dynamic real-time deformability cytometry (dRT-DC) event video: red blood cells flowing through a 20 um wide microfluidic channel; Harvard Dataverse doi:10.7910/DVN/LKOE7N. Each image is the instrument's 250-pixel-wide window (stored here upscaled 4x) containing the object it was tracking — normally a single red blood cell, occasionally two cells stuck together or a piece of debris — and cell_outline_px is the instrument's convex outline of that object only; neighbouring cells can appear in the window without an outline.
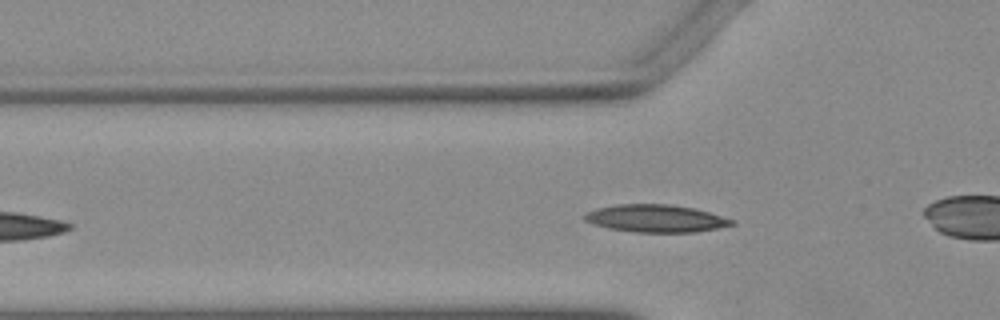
{"species": "Egyptian fruit bat (a non-hibernating species)", "species_latin": "Rousettus aegyptiacus", "temperature_condition": "warm", "stored_images_in_passage": 31, "camera_frame_rate_fps": 3000, "um_per_image_px": 0.085, "animal": {"sex": "female"}, "frame": {"image": 1, "passage_image": 7, "time_ms": 2.0, "image_size_px": [1000, 320], "cell_outline_px": [[736, 224], [696, 232], [632, 232], [608, 228], [592, 224], [584, 220], [584, 216], [588, 212], [596, 208], [616, 204], [668, 204], [696, 208], [736, 220]], "centroid_in_image_um": [55.76, 18.56], "position_along_channel_um": 70.0, "area_um2": 23.76}}
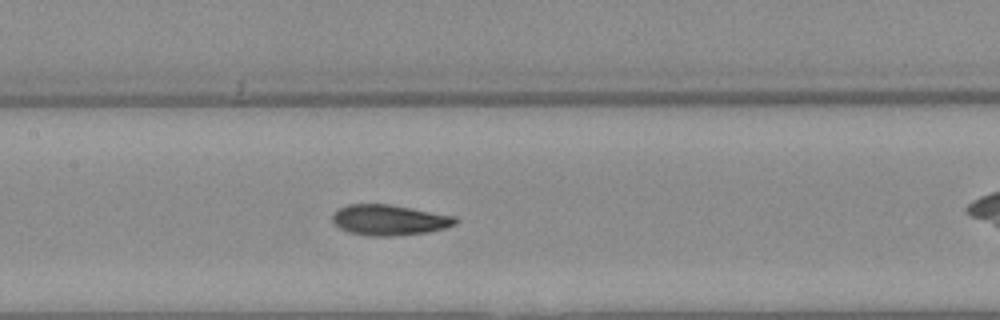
{"frame": {"image": 2, "passage_image": 15, "time_ms": 4.667, "image_size_px": [1000, 320], "cell_outline_px": [[460, 220], [456, 224], [444, 228], [428, 232], [392, 236], [372, 236], [348, 232], [340, 228], [332, 220], [332, 216], [336, 208], [348, 204], [388, 204], [456, 216]], "centroid_in_image_um": [33.09, 18.69], "position_along_channel_um": 174.3, "area_um2": 21.96}}
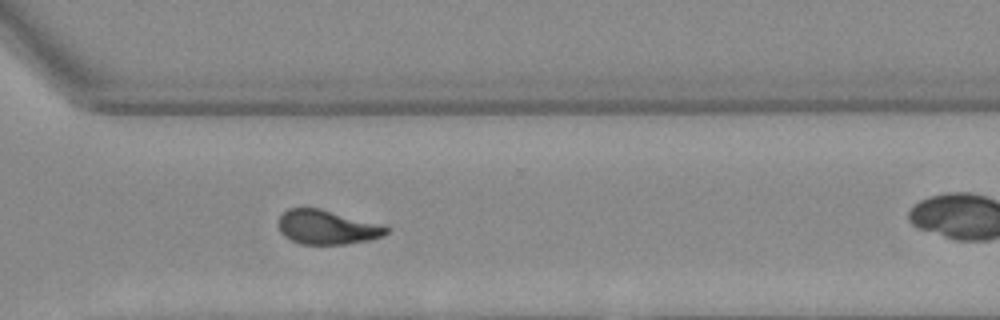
{"frame": {"image": 3, "passage_image": 28, "time_ms": 9.0, "image_size_px": [1000, 320], "cell_outline_px": [[388, 232], [384, 236], [368, 240], [344, 244], [300, 244], [284, 236], [280, 232], [276, 224], [280, 216], [288, 208], [320, 208], [384, 224], [388, 228]], "centroid_in_image_um": [27.8, 19.3], "position_along_channel_um": 342.8, "area_um2": 21.79}}